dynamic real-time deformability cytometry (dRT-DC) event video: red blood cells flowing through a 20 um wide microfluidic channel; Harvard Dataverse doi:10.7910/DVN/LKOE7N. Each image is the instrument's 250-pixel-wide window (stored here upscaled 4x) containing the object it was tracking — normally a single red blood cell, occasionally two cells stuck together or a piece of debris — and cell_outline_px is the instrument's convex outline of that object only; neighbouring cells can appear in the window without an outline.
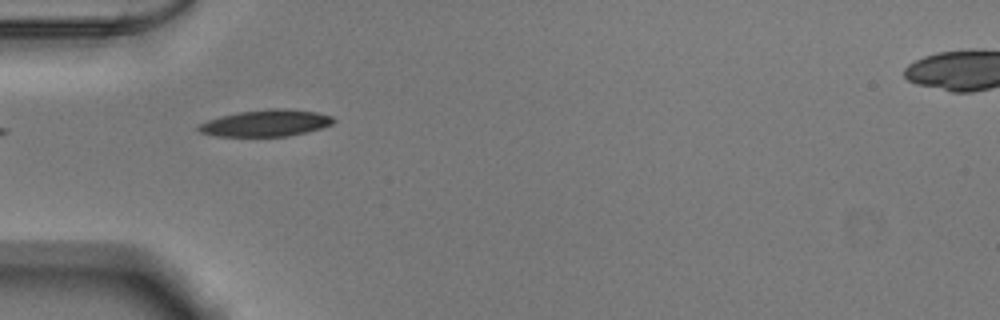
{"species": "Egyptian fruit bat (a non-hibernating species)", "species_latin": "Rousettus aegyptiacus", "temperature_condition": "warm", "stored_images_in_passage": 19, "camera_frame_rate_fps": 3000, "um_per_image_px": 0.085, "animal": {"sex": "male"}, "frame": {"image": 1, "passage_image": 1, "time_ms": 0.0, "image_size_px": [1000, 320], "cell_outline_px": [[336, 120], [332, 124], [320, 128], [288, 136], [216, 136], [200, 132], [196, 128], [200, 124], [208, 120], [220, 116], [240, 112], [268, 108], [284, 108], [316, 112], [332, 116]], "centroid_in_image_um": [22.6, 10.45], "position_along_channel_um": 62.4, "area_um2": 20.81}}
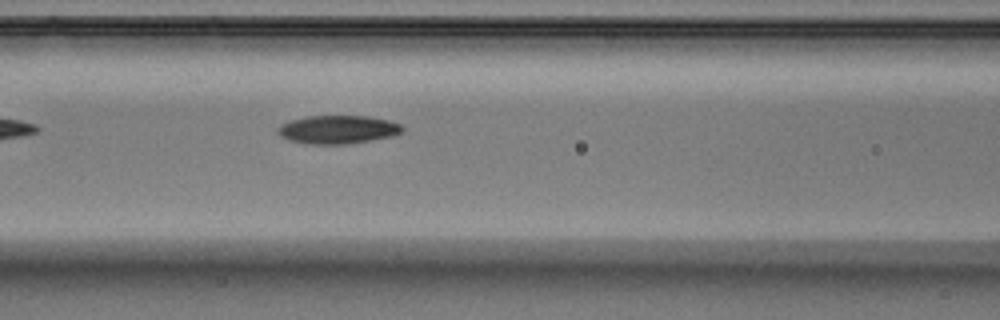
{"frame": {"image": 2, "passage_image": 7, "time_ms": 2.0, "image_size_px": [1000, 320], "cell_outline_px": [[404, 128], [400, 132], [392, 136], [348, 144], [308, 144], [288, 140], [280, 136], [276, 132], [276, 128], [280, 124], [292, 120], [308, 116], [368, 116], [388, 120], [400, 124]], "centroid_in_image_um": [28.67, 11.01], "position_along_channel_um": 137.9, "area_um2": 20.58}}
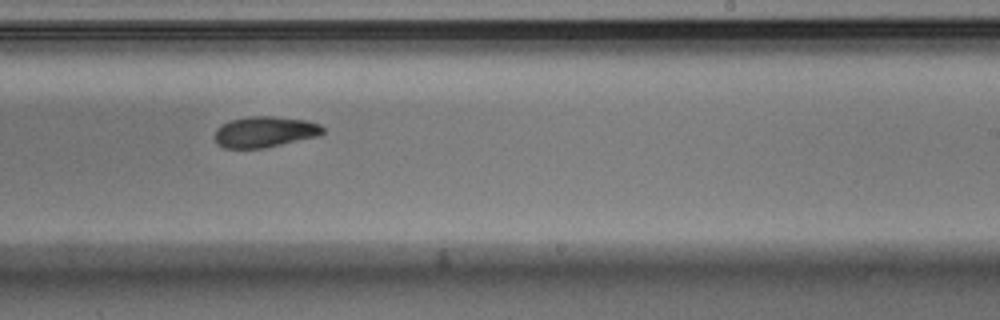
{"frame": {"image": 3, "passage_image": 17, "time_ms": 5.333, "image_size_px": [1000, 320], "cell_outline_px": [[324, 132], [320, 136], [264, 148], [224, 148], [216, 144], [212, 136], [216, 128], [220, 124], [232, 120], [248, 116], [272, 116], [308, 120], [320, 124], [324, 128]], "centroid_in_image_um": [22.48, 11.21], "position_along_channel_um": 266.5, "area_um2": 19.88}}